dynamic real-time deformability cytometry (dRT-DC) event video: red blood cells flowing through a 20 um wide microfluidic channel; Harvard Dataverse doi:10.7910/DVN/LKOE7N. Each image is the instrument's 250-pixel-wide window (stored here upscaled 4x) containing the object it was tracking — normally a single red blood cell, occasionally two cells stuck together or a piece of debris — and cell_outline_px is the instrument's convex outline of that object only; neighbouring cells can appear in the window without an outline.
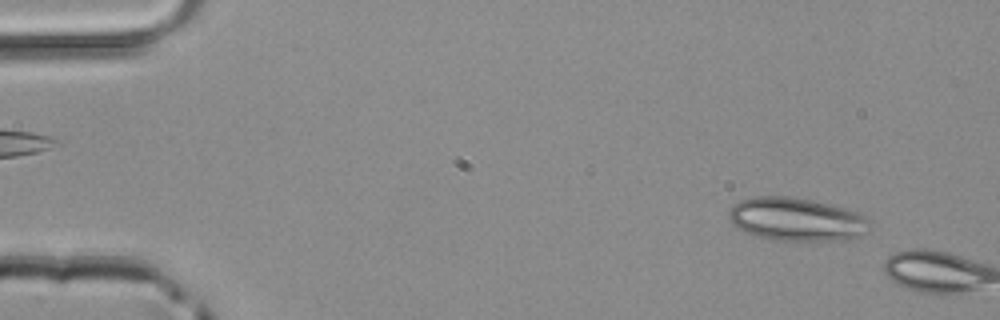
{"species": "common noctule bat (a hibernating species)", "species_latin": "Nyctalus noctula", "temperature_condition": "room temperature", "stored_images_in_passage": 6, "camera_frame_rate_fps": 3000, "um_per_image_px": 0.085, "animal": {"sex": "male", "body_mass_g": 20.4}, "frame": {"image": 1, "passage_image": 4, "time_ms": 1.0, "image_size_px": [1000, 320], "cell_outline_px": [[868, 232], [864, 236], [824, 240], [772, 240], [756, 236], [736, 228], [732, 224], [728, 216], [728, 212], [740, 200], [756, 196], [788, 196], [828, 204], [844, 208], [868, 216]], "centroid_in_image_um": [67.67, 18.64], "position_along_channel_um": 17.3, "area_um2": 35.2}}